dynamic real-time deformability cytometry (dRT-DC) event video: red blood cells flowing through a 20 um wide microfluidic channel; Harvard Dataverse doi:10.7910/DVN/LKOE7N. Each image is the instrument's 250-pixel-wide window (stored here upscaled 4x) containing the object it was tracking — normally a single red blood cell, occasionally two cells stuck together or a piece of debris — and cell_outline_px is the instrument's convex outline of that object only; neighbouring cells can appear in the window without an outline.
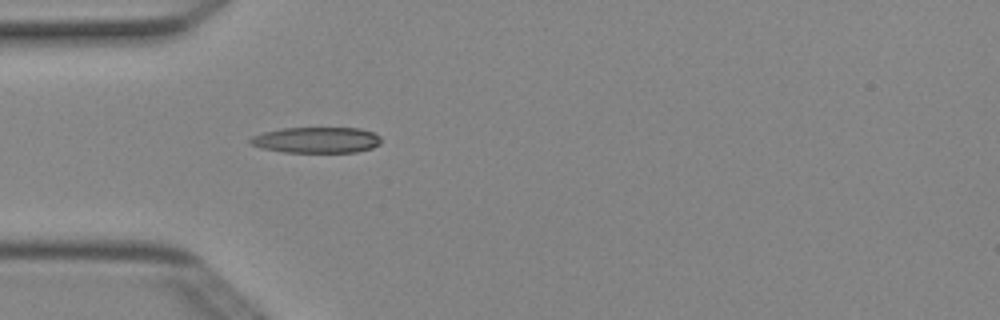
{"species": "Egyptian fruit bat (a non-hibernating species)", "species_latin": "Rousettus aegyptiacus", "temperature_condition": "cold", "stored_images_in_passage": 3, "camera_frame_rate_fps": 3000, "um_per_image_px": 0.085, "animal": {"sex": "female"}, "frame": {"image": 1, "passage_image": 3, "time_ms": 0.667, "image_size_px": [1000, 320], "cell_outline_px": [[380, 144], [372, 148], [356, 152], [284, 152], [260, 148], [252, 144], [248, 140], [252, 136], [264, 132], [280, 128], [360, 128], [372, 132], [380, 136]], "centroid_in_image_um": [26.9, 11.9], "position_along_channel_um": 58.1, "area_um2": 19.77}}